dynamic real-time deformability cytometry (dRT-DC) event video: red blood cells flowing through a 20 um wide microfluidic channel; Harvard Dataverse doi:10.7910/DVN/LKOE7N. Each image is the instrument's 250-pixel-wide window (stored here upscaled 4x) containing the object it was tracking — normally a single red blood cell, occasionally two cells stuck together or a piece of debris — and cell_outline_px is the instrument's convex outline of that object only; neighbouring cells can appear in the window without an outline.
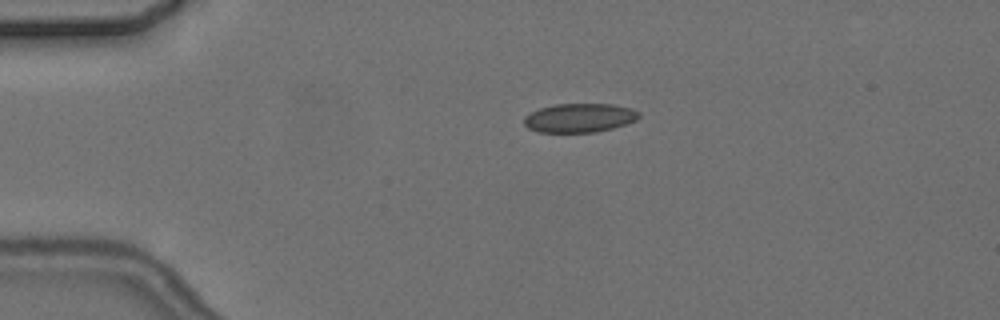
{"species": "common noctule bat (a hibernating species)", "species_latin": "Nyctalus noctula", "temperature_condition": "cold", "stored_images_in_passage": 7, "camera_frame_rate_fps": 3000, "um_per_image_px": 0.085, "animal": {"sex": "female", "body_mass_g": 24.6, "forearm_length_mm": 56.2}, "frame": {"image": 1, "passage_image": 4, "time_ms": 3.667, "image_size_px": [1000, 320], "cell_outline_px": [[640, 116], [636, 120], [612, 128], [596, 132], [540, 132], [528, 128], [524, 124], [524, 116], [540, 108], [556, 104], [612, 104], [632, 108], [640, 112]], "centroid_in_image_um": [49.27, 10.01], "position_along_channel_um": 35.7, "area_um2": 19.31}}
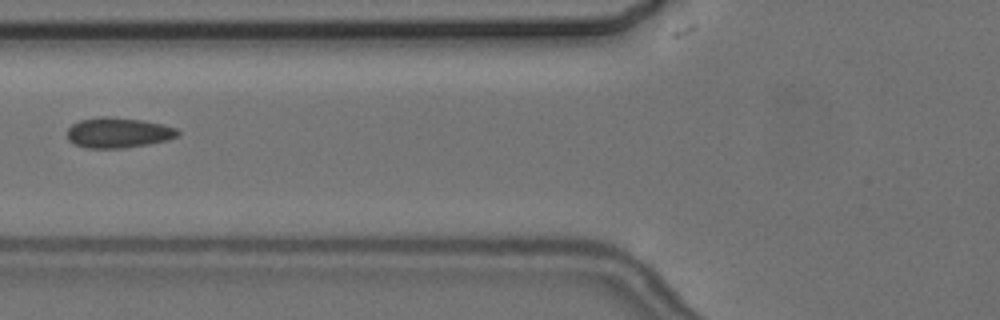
{"frame": {"image": 2, "passage_image": 7, "time_ms": 7.0, "image_size_px": [1000, 320], "cell_outline_px": [[180, 136], [168, 140], [148, 144], [124, 148], [88, 148], [72, 144], [68, 140], [68, 128], [72, 124], [80, 120], [100, 116], [108, 116], [140, 120], [164, 124], [176, 128], [180, 132]], "centroid_in_image_um": [10.06, 11.28], "position_along_channel_um": 115.7, "area_um2": 19.71}}